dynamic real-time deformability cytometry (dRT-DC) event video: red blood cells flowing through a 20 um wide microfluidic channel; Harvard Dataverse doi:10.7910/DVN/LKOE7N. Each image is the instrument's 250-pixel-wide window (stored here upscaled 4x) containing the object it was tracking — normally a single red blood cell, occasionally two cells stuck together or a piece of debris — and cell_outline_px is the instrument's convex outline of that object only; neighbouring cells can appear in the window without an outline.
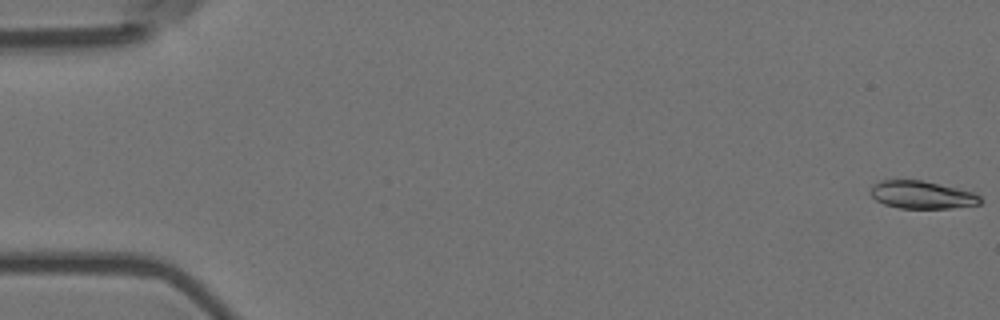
{"species": "Egyptian fruit bat (a non-hibernating species)", "species_latin": "Rousettus aegyptiacus", "temperature_condition": "room temperature", "stored_images_in_passage": 6, "camera_frame_rate_fps": 3000, "um_per_image_px": 0.085, "animal": {"sex": "female"}, "frame": {"image": 1, "passage_image": 1, "time_ms": 0.0, "image_size_px": [1000, 320], "cell_outline_px": [[984, 200], [980, 204], [948, 208], [900, 208], [884, 204], [876, 200], [868, 192], [872, 184], [880, 180], [920, 180], [956, 188], [972, 192], [980, 196]], "centroid_in_image_um": [78.32, 16.56], "position_along_channel_um": 6.7, "area_um2": 17.69}}